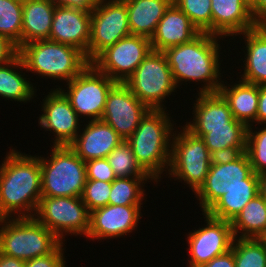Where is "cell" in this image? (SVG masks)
Listing matches in <instances>:
<instances>
[{"label": "cell", "mask_w": 266, "mask_h": 267, "mask_svg": "<svg viewBox=\"0 0 266 267\" xmlns=\"http://www.w3.org/2000/svg\"><path fill=\"white\" fill-rule=\"evenodd\" d=\"M2 161L0 219L34 217L42 197L39 157L11 148Z\"/></svg>", "instance_id": "1"}, {"label": "cell", "mask_w": 266, "mask_h": 267, "mask_svg": "<svg viewBox=\"0 0 266 267\" xmlns=\"http://www.w3.org/2000/svg\"><path fill=\"white\" fill-rule=\"evenodd\" d=\"M220 38L223 37L200 33L192 41L164 51L177 88H180L183 82L195 81L204 83L203 88L198 87V93L219 91L223 82L220 73Z\"/></svg>", "instance_id": "2"}, {"label": "cell", "mask_w": 266, "mask_h": 267, "mask_svg": "<svg viewBox=\"0 0 266 267\" xmlns=\"http://www.w3.org/2000/svg\"><path fill=\"white\" fill-rule=\"evenodd\" d=\"M167 111L150 109L126 140L137 162L154 184L160 182L161 174L168 171L170 165L171 139L176 128Z\"/></svg>", "instance_id": "3"}, {"label": "cell", "mask_w": 266, "mask_h": 267, "mask_svg": "<svg viewBox=\"0 0 266 267\" xmlns=\"http://www.w3.org/2000/svg\"><path fill=\"white\" fill-rule=\"evenodd\" d=\"M18 55L24 63L25 72L66 83L90 64L86 55L76 47L48 39L22 45Z\"/></svg>", "instance_id": "4"}, {"label": "cell", "mask_w": 266, "mask_h": 267, "mask_svg": "<svg viewBox=\"0 0 266 267\" xmlns=\"http://www.w3.org/2000/svg\"><path fill=\"white\" fill-rule=\"evenodd\" d=\"M51 146L48 159L38 156L42 197H81L87 180L85 162L68 145Z\"/></svg>", "instance_id": "5"}, {"label": "cell", "mask_w": 266, "mask_h": 267, "mask_svg": "<svg viewBox=\"0 0 266 267\" xmlns=\"http://www.w3.org/2000/svg\"><path fill=\"white\" fill-rule=\"evenodd\" d=\"M0 253L27 261L51 253L62 241L34 217L0 219Z\"/></svg>", "instance_id": "6"}, {"label": "cell", "mask_w": 266, "mask_h": 267, "mask_svg": "<svg viewBox=\"0 0 266 267\" xmlns=\"http://www.w3.org/2000/svg\"><path fill=\"white\" fill-rule=\"evenodd\" d=\"M176 129L171 139L170 165L166 175L184 181L194 194L204 184L213 156L204 141L185 127ZM168 173V174H167Z\"/></svg>", "instance_id": "7"}, {"label": "cell", "mask_w": 266, "mask_h": 267, "mask_svg": "<svg viewBox=\"0 0 266 267\" xmlns=\"http://www.w3.org/2000/svg\"><path fill=\"white\" fill-rule=\"evenodd\" d=\"M236 186H259L246 152L212 160L204 184L195 193L205 213L217 200Z\"/></svg>", "instance_id": "8"}, {"label": "cell", "mask_w": 266, "mask_h": 267, "mask_svg": "<svg viewBox=\"0 0 266 267\" xmlns=\"http://www.w3.org/2000/svg\"><path fill=\"white\" fill-rule=\"evenodd\" d=\"M124 83L151 110H165L163 102L177 89L166 55L154 50Z\"/></svg>", "instance_id": "9"}, {"label": "cell", "mask_w": 266, "mask_h": 267, "mask_svg": "<svg viewBox=\"0 0 266 267\" xmlns=\"http://www.w3.org/2000/svg\"><path fill=\"white\" fill-rule=\"evenodd\" d=\"M34 218L62 242L67 234L87 237L90 228V212L81 197H41Z\"/></svg>", "instance_id": "10"}, {"label": "cell", "mask_w": 266, "mask_h": 267, "mask_svg": "<svg viewBox=\"0 0 266 267\" xmlns=\"http://www.w3.org/2000/svg\"><path fill=\"white\" fill-rule=\"evenodd\" d=\"M116 83L90 63L79 75L64 84L67 90L56 87L68 98L80 118L88 117L86 120L94 121L101 120L108 93Z\"/></svg>", "instance_id": "11"}, {"label": "cell", "mask_w": 266, "mask_h": 267, "mask_svg": "<svg viewBox=\"0 0 266 267\" xmlns=\"http://www.w3.org/2000/svg\"><path fill=\"white\" fill-rule=\"evenodd\" d=\"M129 35L126 3L123 0H100L91 11L88 61L91 63L103 50Z\"/></svg>", "instance_id": "12"}, {"label": "cell", "mask_w": 266, "mask_h": 267, "mask_svg": "<svg viewBox=\"0 0 266 267\" xmlns=\"http://www.w3.org/2000/svg\"><path fill=\"white\" fill-rule=\"evenodd\" d=\"M151 50L149 38L131 34L103 50L91 63L109 78L124 83Z\"/></svg>", "instance_id": "13"}, {"label": "cell", "mask_w": 266, "mask_h": 267, "mask_svg": "<svg viewBox=\"0 0 266 267\" xmlns=\"http://www.w3.org/2000/svg\"><path fill=\"white\" fill-rule=\"evenodd\" d=\"M204 227L188 232V267H201L232 248L235 239L231 222L213 218L202 213Z\"/></svg>", "instance_id": "14"}, {"label": "cell", "mask_w": 266, "mask_h": 267, "mask_svg": "<svg viewBox=\"0 0 266 267\" xmlns=\"http://www.w3.org/2000/svg\"><path fill=\"white\" fill-rule=\"evenodd\" d=\"M149 110L125 83L117 82L108 93L101 121L126 141Z\"/></svg>", "instance_id": "15"}, {"label": "cell", "mask_w": 266, "mask_h": 267, "mask_svg": "<svg viewBox=\"0 0 266 267\" xmlns=\"http://www.w3.org/2000/svg\"><path fill=\"white\" fill-rule=\"evenodd\" d=\"M41 102L38 123L45 131L53 132L55 146L69 145L79 134L80 117L77 115L70 101L59 88L51 89Z\"/></svg>", "instance_id": "16"}, {"label": "cell", "mask_w": 266, "mask_h": 267, "mask_svg": "<svg viewBox=\"0 0 266 267\" xmlns=\"http://www.w3.org/2000/svg\"><path fill=\"white\" fill-rule=\"evenodd\" d=\"M143 206H118L108 204L90 212V228L86 238L109 240L132 233L142 216Z\"/></svg>", "instance_id": "17"}, {"label": "cell", "mask_w": 266, "mask_h": 267, "mask_svg": "<svg viewBox=\"0 0 266 267\" xmlns=\"http://www.w3.org/2000/svg\"><path fill=\"white\" fill-rule=\"evenodd\" d=\"M91 12L56 6L48 40L81 50L88 59Z\"/></svg>", "instance_id": "18"}, {"label": "cell", "mask_w": 266, "mask_h": 267, "mask_svg": "<svg viewBox=\"0 0 266 267\" xmlns=\"http://www.w3.org/2000/svg\"><path fill=\"white\" fill-rule=\"evenodd\" d=\"M83 129L68 145L84 162L91 159L106 158L110 152L123 142L118 133L101 120L86 121Z\"/></svg>", "instance_id": "19"}, {"label": "cell", "mask_w": 266, "mask_h": 267, "mask_svg": "<svg viewBox=\"0 0 266 267\" xmlns=\"http://www.w3.org/2000/svg\"><path fill=\"white\" fill-rule=\"evenodd\" d=\"M212 34L223 37L244 33L257 26L250 0H211Z\"/></svg>", "instance_id": "20"}, {"label": "cell", "mask_w": 266, "mask_h": 267, "mask_svg": "<svg viewBox=\"0 0 266 267\" xmlns=\"http://www.w3.org/2000/svg\"><path fill=\"white\" fill-rule=\"evenodd\" d=\"M200 33L189 17L173 2L150 39L151 48L154 51L164 52L170 47L192 41Z\"/></svg>", "instance_id": "21"}, {"label": "cell", "mask_w": 266, "mask_h": 267, "mask_svg": "<svg viewBox=\"0 0 266 267\" xmlns=\"http://www.w3.org/2000/svg\"><path fill=\"white\" fill-rule=\"evenodd\" d=\"M186 129L204 141L214 158L246 152L248 127L245 124H228V127L218 128Z\"/></svg>", "instance_id": "22"}, {"label": "cell", "mask_w": 266, "mask_h": 267, "mask_svg": "<svg viewBox=\"0 0 266 267\" xmlns=\"http://www.w3.org/2000/svg\"><path fill=\"white\" fill-rule=\"evenodd\" d=\"M197 94L192 106L193 119L186 121L185 128H218L228 127V124H244L232 116L227 101L219 92Z\"/></svg>", "instance_id": "23"}, {"label": "cell", "mask_w": 266, "mask_h": 267, "mask_svg": "<svg viewBox=\"0 0 266 267\" xmlns=\"http://www.w3.org/2000/svg\"><path fill=\"white\" fill-rule=\"evenodd\" d=\"M237 83L224 84L222 82L219 93L227 101L232 116L247 127L256 125L258 112L259 85L245 82L241 79ZM255 123V125H254Z\"/></svg>", "instance_id": "24"}, {"label": "cell", "mask_w": 266, "mask_h": 267, "mask_svg": "<svg viewBox=\"0 0 266 267\" xmlns=\"http://www.w3.org/2000/svg\"><path fill=\"white\" fill-rule=\"evenodd\" d=\"M242 34L246 46H243V51L246 50V54L243 61L244 72L239 79L256 85H266V32L257 25L236 36Z\"/></svg>", "instance_id": "25"}, {"label": "cell", "mask_w": 266, "mask_h": 267, "mask_svg": "<svg viewBox=\"0 0 266 267\" xmlns=\"http://www.w3.org/2000/svg\"><path fill=\"white\" fill-rule=\"evenodd\" d=\"M127 5L132 35L151 39L157 25L173 0H123Z\"/></svg>", "instance_id": "26"}, {"label": "cell", "mask_w": 266, "mask_h": 267, "mask_svg": "<svg viewBox=\"0 0 266 267\" xmlns=\"http://www.w3.org/2000/svg\"><path fill=\"white\" fill-rule=\"evenodd\" d=\"M55 7L50 0L23 2L21 46L49 39Z\"/></svg>", "instance_id": "27"}, {"label": "cell", "mask_w": 266, "mask_h": 267, "mask_svg": "<svg viewBox=\"0 0 266 267\" xmlns=\"http://www.w3.org/2000/svg\"><path fill=\"white\" fill-rule=\"evenodd\" d=\"M23 69L26 70L19 55L9 63L0 66V96L3 99L27 103V101H32L34 96L36 97V87H33L30 78L25 77Z\"/></svg>", "instance_id": "28"}, {"label": "cell", "mask_w": 266, "mask_h": 267, "mask_svg": "<svg viewBox=\"0 0 266 267\" xmlns=\"http://www.w3.org/2000/svg\"><path fill=\"white\" fill-rule=\"evenodd\" d=\"M231 227L235 238H255L266 227L265 199L260 194L255 196L231 222Z\"/></svg>", "instance_id": "29"}, {"label": "cell", "mask_w": 266, "mask_h": 267, "mask_svg": "<svg viewBox=\"0 0 266 267\" xmlns=\"http://www.w3.org/2000/svg\"><path fill=\"white\" fill-rule=\"evenodd\" d=\"M258 194L259 186H236L217 200L206 213L213 218L232 222Z\"/></svg>", "instance_id": "30"}, {"label": "cell", "mask_w": 266, "mask_h": 267, "mask_svg": "<svg viewBox=\"0 0 266 267\" xmlns=\"http://www.w3.org/2000/svg\"><path fill=\"white\" fill-rule=\"evenodd\" d=\"M154 181L152 178H116L112 182L109 204L118 206H141L145 199L143 184ZM144 198V199H143Z\"/></svg>", "instance_id": "31"}, {"label": "cell", "mask_w": 266, "mask_h": 267, "mask_svg": "<svg viewBox=\"0 0 266 267\" xmlns=\"http://www.w3.org/2000/svg\"><path fill=\"white\" fill-rule=\"evenodd\" d=\"M116 178H151L137 162L130 145L123 140L106 157Z\"/></svg>", "instance_id": "32"}, {"label": "cell", "mask_w": 266, "mask_h": 267, "mask_svg": "<svg viewBox=\"0 0 266 267\" xmlns=\"http://www.w3.org/2000/svg\"><path fill=\"white\" fill-rule=\"evenodd\" d=\"M23 3L17 0H0V35L21 47Z\"/></svg>", "instance_id": "33"}, {"label": "cell", "mask_w": 266, "mask_h": 267, "mask_svg": "<svg viewBox=\"0 0 266 267\" xmlns=\"http://www.w3.org/2000/svg\"><path fill=\"white\" fill-rule=\"evenodd\" d=\"M232 248L235 267H266V247L255 238H235Z\"/></svg>", "instance_id": "34"}, {"label": "cell", "mask_w": 266, "mask_h": 267, "mask_svg": "<svg viewBox=\"0 0 266 267\" xmlns=\"http://www.w3.org/2000/svg\"><path fill=\"white\" fill-rule=\"evenodd\" d=\"M201 32L212 34L211 0H173Z\"/></svg>", "instance_id": "35"}, {"label": "cell", "mask_w": 266, "mask_h": 267, "mask_svg": "<svg viewBox=\"0 0 266 267\" xmlns=\"http://www.w3.org/2000/svg\"><path fill=\"white\" fill-rule=\"evenodd\" d=\"M254 128V130H253ZM259 130V131H258ZM249 126L247 131L246 153L249 157L252 170L257 175L266 173V127Z\"/></svg>", "instance_id": "36"}, {"label": "cell", "mask_w": 266, "mask_h": 267, "mask_svg": "<svg viewBox=\"0 0 266 267\" xmlns=\"http://www.w3.org/2000/svg\"><path fill=\"white\" fill-rule=\"evenodd\" d=\"M111 187L110 182L86 180L81 198L89 212L109 204Z\"/></svg>", "instance_id": "37"}, {"label": "cell", "mask_w": 266, "mask_h": 267, "mask_svg": "<svg viewBox=\"0 0 266 267\" xmlns=\"http://www.w3.org/2000/svg\"><path fill=\"white\" fill-rule=\"evenodd\" d=\"M87 180L112 183L116 176L106 158L91 159L85 162Z\"/></svg>", "instance_id": "38"}, {"label": "cell", "mask_w": 266, "mask_h": 267, "mask_svg": "<svg viewBox=\"0 0 266 267\" xmlns=\"http://www.w3.org/2000/svg\"><path fill=\"white\" fill-rule=\"evenodd\" d=\"M64 245L61 242L51 253L25 261V267H66Z\"/></svg>", "instance_id": "39"}, {"label": "cell", "mask_w": 266, "mask_h": 267, "mask_svg": "<svg viewBox=\"0 0 266 267\" xmlns=\"http://www.w3.org/2000/svg\"><path fill=\"white\" fill-rule=\"evenodd\" d=\"M55 6L74 8L91 12L100 0H50Z\"/></svg>", "instance_id": "40"}, {"label": "cell", "mask_w": 266, "mask_h": 267, "mask_svg": "<svg viewBox=\"0 0 266 267\" xmlns=\"http://www.w3.org/2000/svg\"><path fill=\"white\" fill-rule=\"evenodd\" d=\"M18 55L17 46L8 38L0 35V66L9 63Z\"/></svg>", "instance_id": "41"}, {"label": "cell", "mask_w": 266, "mask_h": 267, "mask_svg": "<svg viewBox=\"0 0 266 267\" xmlns=\"http://www.w3.org/2000/svg\"><path fill=\"white\" fill-rule=\"evenodd\" d=\"M201 267H235L233 248L224 254L214 257L210 262Z\"/></svg>", "instance_id": "42"}, {"label": "cell", "mask_w": 266, "mask_h": 267, "mask_svg": "<svg viewBox=\"0 0 266 267\" xmlns=\"http://www.w3.org/2000/svg\"><path fill=\"white\" fill-rule=\"evenodd\" d=\"M250 9L252 18L257 25L266 21V0H250Z\"/></svg>", "instance_id": "43"}, {"label": "cell", "mask_w": 266, "mask_h": 267, "mask_svg": "<svg viewBox=\"0 0 266 267\" xmlns=\"http://www.w3.org/2000/svg\"><path fill=\"white\" fill-rule=\"evenodd\" d=\"M266 126V85H259L258 112L256 115V125ZM263 124V125H262Z\"/></svg>", "instance_id": "44"}, {"label": "cell", "mask_w": 266, "mask_h": 267, "mask_svg": "<svg viewBox=\"0 0 266 267\" xmlns=\"http://www.w3.org/2000/svg\"><path fill=\"white\" fill-rule=\"evenodd\" d=\"M0 267H25V261L0 253Z\"/></svg>", "instance_id": "45"}, {"label": "cell", "mask_w": 266, "mask_h": 267, "mask_svg": "<svg viewBox=\"0 0 266 267\" xmlns=\"http://www.w3.org/2000/svg\"><path fill=\"white\" fill-rule=\"evenodd\" d=\"M258 179H259V194L266 201V173L259 174Z\"/></svg>", "instance_id": "46"}, {"label": "cell", "mask_w": 266, "mask_h": 267, "mask_svg": "<svg viewBox=\"0 0 266 267\" xmlns=\"http://www.w3.org/2000/svg\"><path fill=\"white\" fill-rule=\"evenodd\" d=\"M255 239L266 247V227L255 237Z\"/></svg>", "instance_id": "47"}, {"label": "cell", "mask_w": 266, "mask_h": 267, "mask_svg": "<svg viewBox=\"0 0 266 267\" xmlns=\"http://www.w3.org/2000/svg\"><path fill=\"white\" fill-rule=\"evenodd\" d=\"M259 26L266 32V24H260Z\"/></svg>", "instance_id": "48"}, {"label": "cell", "mask_w": 266, "mask_h": 267, "mask_svg": "<svg viewBox=\"0 0 266 267\" xmlns=\"http://www.w3.org/2000/svg\"><path fill=\"white\" fill-rule=\"evenodd\" d=\"M17 1H20V2L23 3V2H26V1H29V0H17Z\"/></svg>", "instance_id": "49"}]
</instances>
